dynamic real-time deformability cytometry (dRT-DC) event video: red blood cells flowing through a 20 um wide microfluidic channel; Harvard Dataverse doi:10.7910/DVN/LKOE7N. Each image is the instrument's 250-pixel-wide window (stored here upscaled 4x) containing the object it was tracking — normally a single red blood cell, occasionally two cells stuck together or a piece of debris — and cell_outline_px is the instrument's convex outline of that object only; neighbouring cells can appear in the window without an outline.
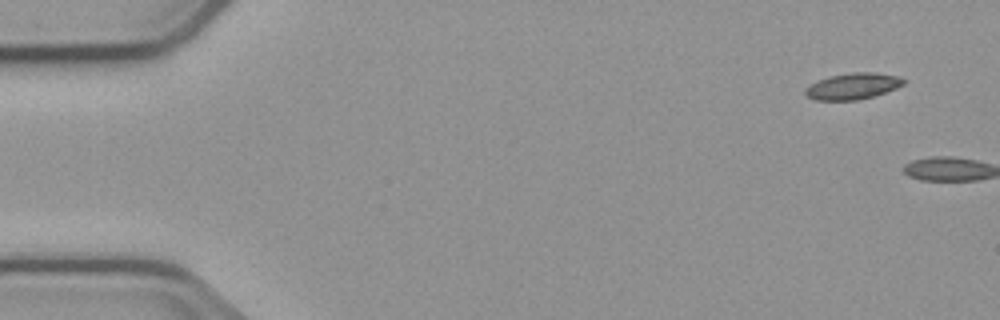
{"species": "common noctule bat (a hibernating species)", "species_latin": "Nyctalus noctula", "temperature_condition": "cold", "stored_images_in_passage": 2, "camera_frame_rate_fps": 3000, "um_per_image_px": 0.085, "animal": {"sex": "male", "body_mass_g": 23.1, "forearm_length_mm": 52.7}, "frame": {"image": 1, "passage_image": 1, "time_ms": 0.0, "image_size_px": [1000, 320], "cell_outline_px": [[908, 80], [904, 84], [896, 88], [872, 96], [856, 100], [816, 100], [808, 96], [804, 92], [804, 88], [828, 76], [852, 72], [872, 72], [900, 76]], "centroid_in_image_um": [72.52, 7.31], "position_along_channel_um": 12.5, "area_um2": 14.97}}